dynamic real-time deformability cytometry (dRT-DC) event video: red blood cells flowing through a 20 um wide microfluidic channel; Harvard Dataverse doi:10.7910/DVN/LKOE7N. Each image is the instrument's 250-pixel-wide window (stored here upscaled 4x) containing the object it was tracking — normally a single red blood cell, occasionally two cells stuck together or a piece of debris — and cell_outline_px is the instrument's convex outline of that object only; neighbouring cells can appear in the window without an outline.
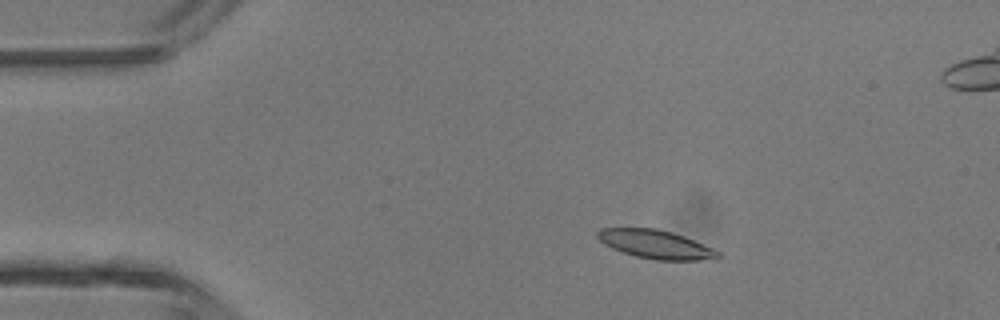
{"species": "common noctule bat (a hibernating species)", "species_latin": "Nyctalus noctula", "temperature_condition": "room temperature", "stored_images_in_passage": 47, "camera_frame_rate_fps": 3000, "um_per_image_px": 0.085, "animal": {"sex": "male", "body_mass_g": 13.3}, "frame": {"image": 1, "passage_image": 8, "time_ms": 2.333, "image_size_px": [1000, 320], "cell_outline_px": [[720, 260], [656, 260], [636, 256], [612, 248], [604, 244], [596, 236], [596, 232], [600, 228], [656, 228], [672, 232], [684, 236], [712, 248], [720, 252]], "centroid_in_image_um": [55.76, 20.77], "position_along_channel_um": 29.2, "area_um2": 20.11}}
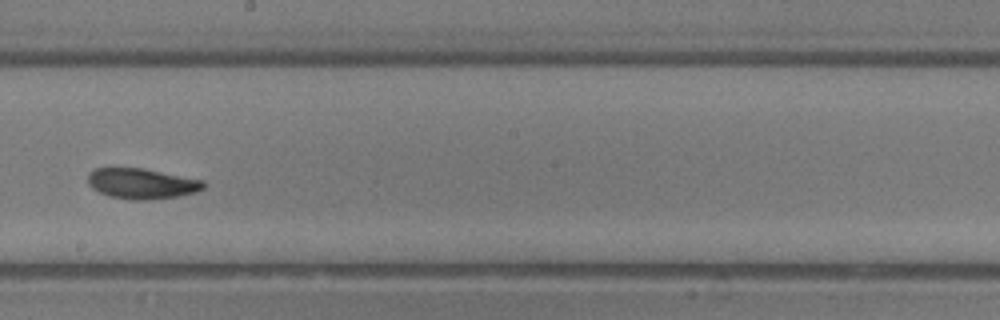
{"frame": {"image": 2, "passage_image": 26, "time_ms": 8.333, "image_size_px": [1000, 320], "cell_outline_px": [[204, 188], [196, 192], [176, 196], [152, 200], [132, 200], [112, 196], [100, 192], [92, 188], [88, 184], [88, 172], [92, 168], [144, 168], [204, 180]], "centroid_in_image_um": [12.04, 15.59], "position_along_channel_um": 236.2, "area_um2": 20.58}}
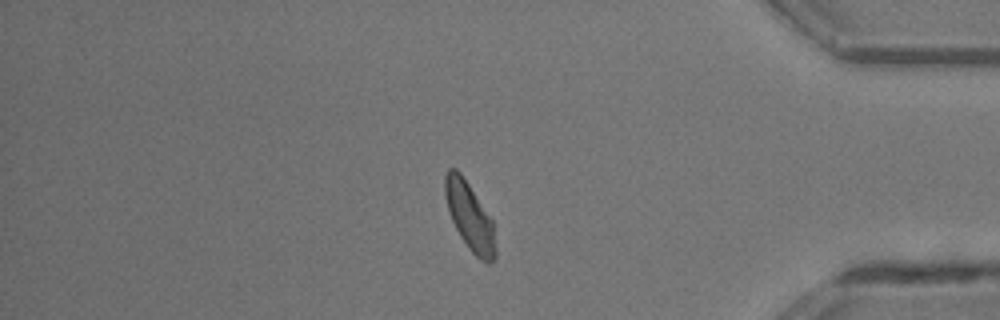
{"frame": {"image": 3, "passage_image": 39, "time_ms": 12.667, "image_size_px": [1000, 320], "cell_outline_px": [[496, 260], [488, 264], [480, 260], [472, 252], [460, 236], [452, 220], [444, 196], [444, 176], [448, 168], [456, 168], [460, 172], [492, 220], [496, 248]], "centroid_in_image_um": [39.92, 18.41], "position_along_channel_um": 395.3, "area_um2": 19.77}}